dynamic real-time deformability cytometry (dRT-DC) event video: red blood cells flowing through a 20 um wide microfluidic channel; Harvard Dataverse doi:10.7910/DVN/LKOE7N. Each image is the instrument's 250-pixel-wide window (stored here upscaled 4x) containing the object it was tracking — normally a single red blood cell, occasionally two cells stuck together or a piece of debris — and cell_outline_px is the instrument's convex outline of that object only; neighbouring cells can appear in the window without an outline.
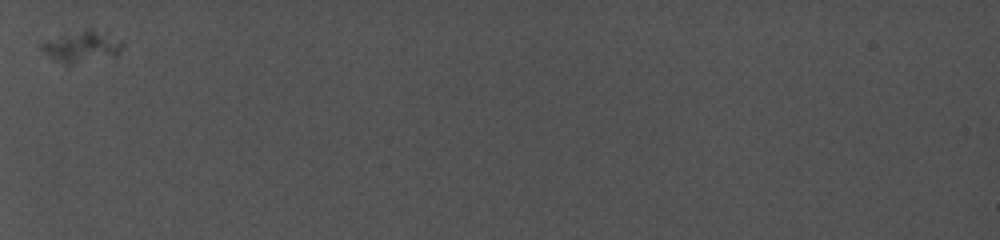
{"species": "common noctule bat (a hibernating species)", "species_latin": "Nyctalus noctula", "temperature_condition": "cold", "stored_images_in_passage": 20, "camera_frame_rate_fps": 5000, "um_per_image_px": 0.085, "animal": {"sex": "female", "body_mass_g": 19.0, "forearm_length_mm": 56.7}, "frame": {"image": 1, "passage_image": 1, "time_ms": 0.0, "image_size_px": [1000, 240], "cell_outline_px": [[124, 44], [116, 56], [68, 68], [44, 52], [40, 48], [40, 44], [60, 36], [88, 28], [92, 28]], "centroid_in_image_um": [6.94, 4.05], "position_along_channel_um": 78.1, "area_um2": 14.85}}
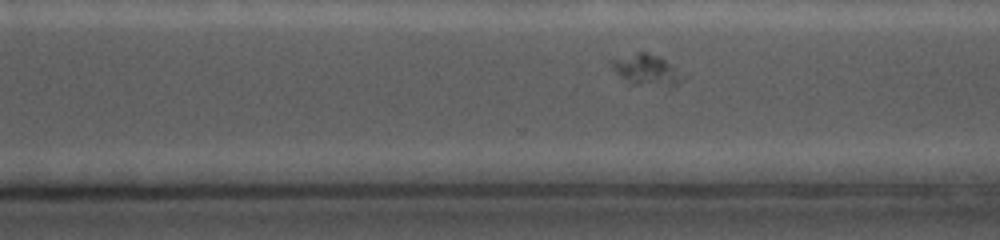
{"frame": {"image": 2, "passage_image": 14, "time_ms": 6.4, "image_size_px": [1000, 240], "cell_outline_px": [[684, 80], [672, 88], [628, 84], [612, 68], [608, 60], [640, 52], [644, 52], [660, 56], [684, 76]], "centroid_in_image_um": [54.96, 5.99], "position_along_channel_um": 315.6, "area_um2": 13.12}}
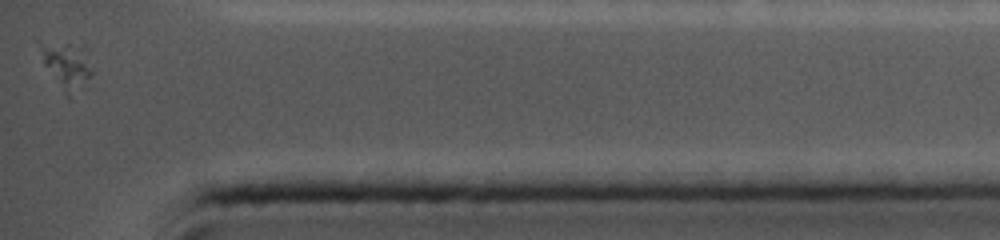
{"frame": {"image": 3, "passage_image": 20, "time_ms": 9.4, "image_size_px": [1000, 240], "cell_outline_px": [[92, 72], [88, 76], [64, 88], [44, 64], [40, 48], [40, 44], [68, 44]], "centroid_in_image_um": [5.45, 5.41], "position_along_channel_um": 429.8, "area_um2": 10.0}}